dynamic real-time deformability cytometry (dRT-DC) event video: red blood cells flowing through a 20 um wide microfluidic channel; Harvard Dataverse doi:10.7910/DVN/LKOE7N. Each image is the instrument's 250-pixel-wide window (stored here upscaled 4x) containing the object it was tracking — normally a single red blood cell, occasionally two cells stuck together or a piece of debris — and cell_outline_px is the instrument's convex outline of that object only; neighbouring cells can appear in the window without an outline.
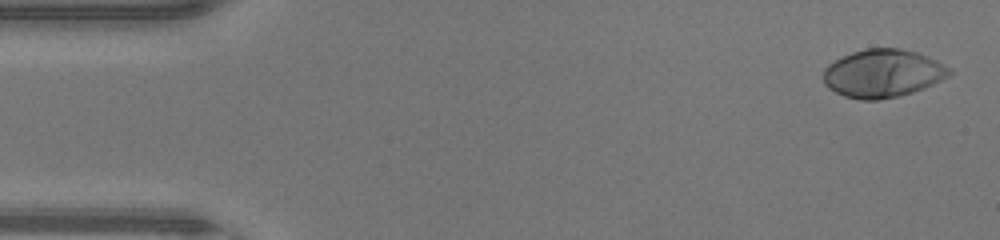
{"species": "human", "species_latin": "Homo sapiens", "temperature_condition": "warm", "stored_images_in_passage": 46, "camera_frame_rate_fps": 3000, "um_per_image_px": 0.085, "donor": {"sex": "male"}, "frame": {"image": 1, "passage_image": 2, "time_ms": 0.333, "image_size_px": [1000, 240], "cell_outline_px": [[952, 72], [948, 76], [924, 88], [900, 96], [876, 100], [860, 100], [844, 96], [828, 88], [824, 84], [824, 68], [828, 64], [852, 52], [868, 48], [896, 48], [916, 52], [936, 60], [952, 68]], "centroid_in_image_um": [75.03, 6.24], "position_along_channel_um": 10.0, "area_um2": 35.14}}
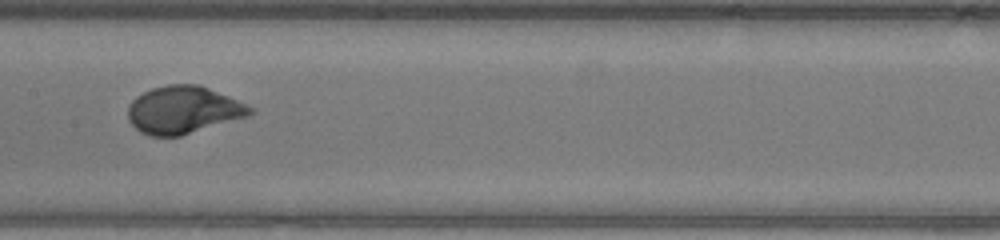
{"frame": {"image": 2, "passage_image": 23, "time_ms": 7.333, "image_size_px": [1000, 240], "cell_outline_px": [[256, 112], [248, 116], [180, 136], [152, 136], [140, 132], [128, 120], [128, 108], [132, 100], [136, 96], [152, 88], [168, 84], [200, 84], [256, 108]], "centroid_in_image_um": [15.6, 9.33], "position_along_channel_um": 191.8, "area_um2": 33.87}}
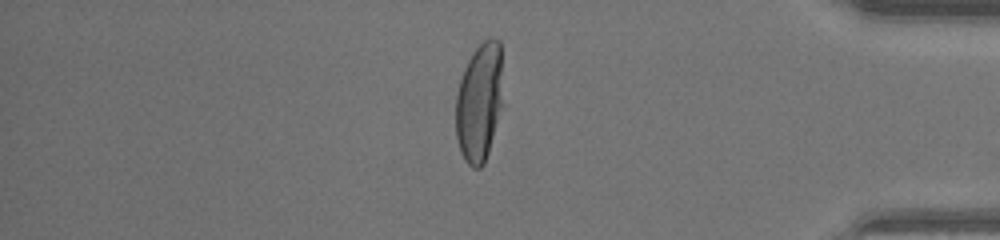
{"frame": {"image": 3, "passage_image": 39, "time_ms": 12.667, "image_size_px": [1000, 240], "cell_outline_px": [[500, 104], [488, 152], [484, 164], [480, 168], [472, 168], [464, 160], [460, 152], [456, 136], [456, 96], [460, 80], [464, 68], [472, 52], [488, 36], [492, 36], [500, 40]], "centroid_in_image_um": [40.69, 8.68], "position_along_channel_um": 394.5, "area_um2": 31.85}, "authors_computed_cell_mechanics": {"area_um2": 33.6685, "velocity_mm_per_s": 4.4368, "shape_relaxation_time_tau1_ms": 2.7482, "shape_relaxation_time_tau2_ms": null, "deformation_change_tau1": 0.2263, "deformation_change_tau2": null}}